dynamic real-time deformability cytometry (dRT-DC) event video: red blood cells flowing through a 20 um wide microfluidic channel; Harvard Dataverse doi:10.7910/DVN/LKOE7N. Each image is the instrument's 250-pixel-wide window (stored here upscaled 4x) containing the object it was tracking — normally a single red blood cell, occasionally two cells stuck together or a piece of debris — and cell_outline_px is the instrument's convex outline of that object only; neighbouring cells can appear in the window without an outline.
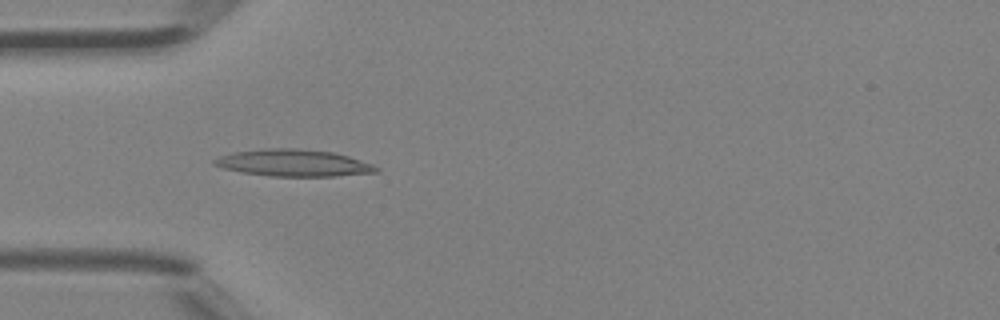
{"species": "Egyptian fruit bat (a non-hibernating species)", "species_latin": "Rousettus aegyptiacus", "temperature_condition": "room temperature", "stored_images_in_passage": 44, "camera_frame_rate_fps": 3000, "um_per_image_px": 0.085, "animal": {"sex": "female"}, "frame": {"image": 1, "passage_image": 13, "time_ms": 4.0, "image_size_px": [1000, 320], "cell_outline_px": [[380, 172], [336, 176], [272, 176], [244, 172], [224, 168], [212, 164], [212, 160], [220, 156], [236, 152], [264, 148], [296, 148], [332, 152], [348, 156], [372, 164], [380, 168]], "centroid_in_image_um": [24.98, 13.85], "position_along_channel_um": 60.0, "area_um2": 25.2}}
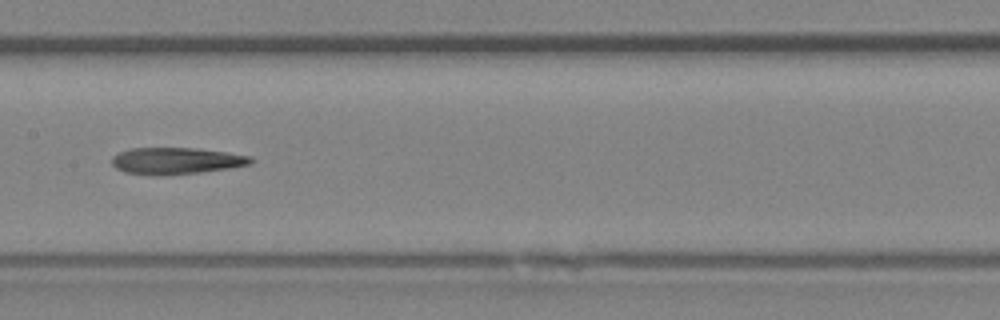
{"frame": {"image": 2, "passage_image": 22, "time_ms": 7.0, "image_size_px": [1000, 320], "cell_outline_px": [[256, 160], [248, 164], [228, 168], [200, 172], [124, 172], [116, 168], [112, 164], [112, 156], [120, 152], [132, 148], [196, 148], [228, 152], [252, 156]], "centroid_in_image_um": [15.05, 13.61], "position_along_channel_um": 192.4, "area_um2": 20.52}}
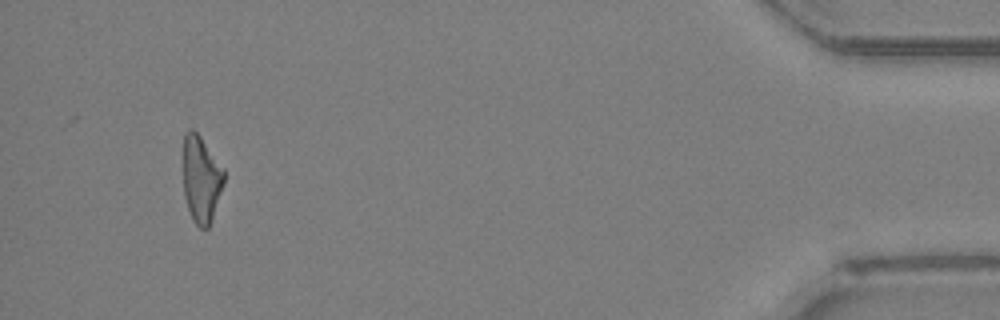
{"frame": {"image": 3, "passage_image": 42, "time_ms": 13.667, "image_size_px": [1000, 320], "cell_outline_px": [[224, 184], [212, 220], [208, 228], [200, 228], [192, 220], [184, 196], [184, 132], [188, 128], [192, 128], [200, 136], [224, 168]], "centroid_in_image_um": [17.11, 15.23], "position_along_channel_um": 418.1, "area_um2": 20.69}}